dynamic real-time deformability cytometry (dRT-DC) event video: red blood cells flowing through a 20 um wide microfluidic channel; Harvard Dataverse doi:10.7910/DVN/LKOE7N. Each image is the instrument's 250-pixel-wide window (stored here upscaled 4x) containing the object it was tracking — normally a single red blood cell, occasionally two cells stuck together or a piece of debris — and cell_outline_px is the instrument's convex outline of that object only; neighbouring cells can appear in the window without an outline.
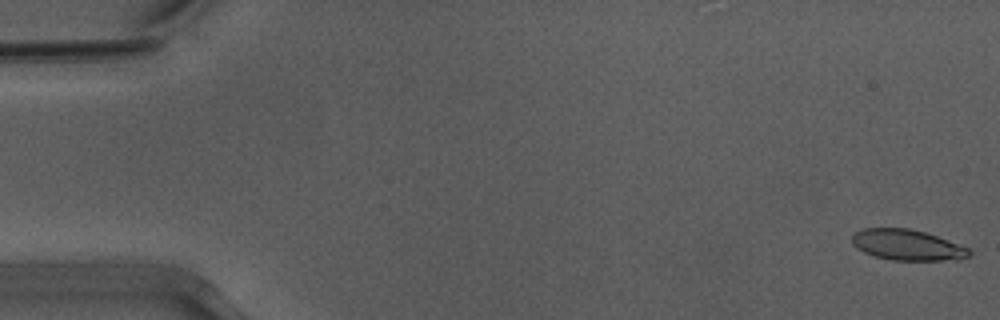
{"species": "Egyptian fruit bat (a non-hibernating species)", "species_latin": "Rousettus aegyptiacus", "temperature_condition": "warm", "stored_images_in_passage": 16, "camera_frame_rate_fps": 3000, "um_per_image_px": 0.085, "animal": {"sex": "male"}, "frame": {"image": 1, "passage_image": 1, "time_ms": 0.0, "image_size_px": [1000, 320], "cell_outline_px": [[972, 252], [968, 256], [956, 260], [892, 260], [876, 256], [864, 252], [856, 248], [852, 244], [852, 236], [860, 228], [908, 228], [924, 232], [936, 236], [968, 248]], "centroid_in_image_um": [77.08, 20.82], "position_along_channel_um": 7.9, "area_um2": 20.81}}
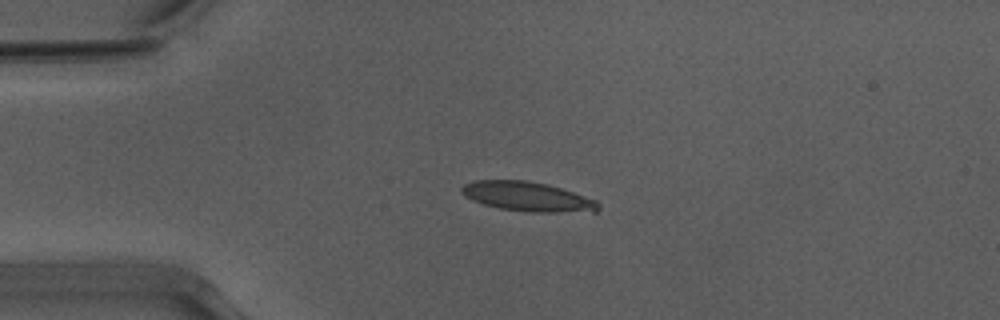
{"frame": {"image": 2, "passage_image": 13, "time_ms": 4.0, "image_size_px": [1000, 320], "cell_outline_px": [[600, 208], [596, 212], [528, 212], [500, 208], [484, 204], [472, 200], [464, 196], [460, 192], [460, 188], [464, 184], [476, 180], [524, 180], [548, 184], [596, 200], [600, 204]], "centroid_in_image_um": [44.84, 16.71], "position_along_channel_um": 40.2, "area_um2": 23.52}}